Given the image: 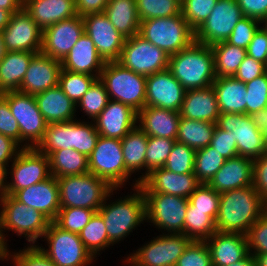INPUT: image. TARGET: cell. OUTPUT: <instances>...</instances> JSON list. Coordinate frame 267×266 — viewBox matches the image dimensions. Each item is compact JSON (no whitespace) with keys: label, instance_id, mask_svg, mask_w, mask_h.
<instances>
[{"label":"cell","instance_id":"25","mask_svg":"<svg viewBox=\"0 0 267 266\" xmlns=\"http://www.w3.org/2000/svg\"><path fill=\"white\" fill-rule=\"evenodd\" d=\"M205 242L209 248L213 266H228L239 262L249 254L245 234L216 231Z\"/></svg>","mask_w":267,"mask_h":266},{"label":"cell","instance_id":"7","mask_svg":"<svg viewBox=\"0 0 267 266\" xmlns=\"http://www.w3.org/2000/svg\"><path fill=\"white\" fill-rule=\"evenodd\" d=\"M0 230L4 242L5 234L4 230H10L18 234L23 235L26 240L36 245L35 242L38 238H42L45 231L48 229L50 220L36 209L28 207L16 200L12 195L6 194L0 200Z\"/></svg>","mask_w":267,"mask_h":266},{"label":"cell","instance_id":"62","mask_svg":"<svg viewBox=\"0 0 267 266\" xmlns=\"http://www.w3.org/2000/svg\"><path fill=\"white\" fill-rule=\"evenodd\" d=\"M244 17L267 22V0H237Z\"/></svg>","mask_w":267,"mask_h":266},{"label":"cell","instance_id":"13","mask_svg":"<svg viewBox=\"0 0 267 266\" xmlns=\"http://www.w3.org/2000/svg\"><path fill=\"white\" fill-rule=\"evenodd\" d=\"M124 68L149 76L168 69L169 56L139 34L126 38L119 60Z\"/></svg>","mask_w":267,"mask_h":266},{"label":"cell","instance_id":"65","mask_svg":"<svg viewBox=\"0 0 267 266\" xmlns=\"http://www.w3.org/2000/svg\"><path fill=\"white\" fill-rule=\"evenodd\" d=\"M255 126L267 135V108L249 115Z\"/></svg>","mask_w":267,"mask_h":266},{"label":"cell","instance_id":"56","mask_svg":"<svg viewBox=\"0 0 267 266\" xmlns=\"http://www.w3.org/2000/svg\"><path fill=\"white\" fill-rule=\"evenodd\" d=\"M11 260L14 266H56L51 262L48 257L42 252L37 245H31L19 252L8 253V258Z\"/></svg>","mask_w":267,"mask_h":266},{"label":"cell","instance_id":"24","mask_svg":"<svg viewBox=\"0 0 267 266\" xmlns=\"http://www.w3.org/2000/svg\"><path fill=\"white\" fill-rule=\"evenodd\" d=\"M13 197L28 207L36 209L53 222L61 208L57 178L46 180L17 191Z\"/></svg>","mask_w":267,"mask_h":266},{"label":"cell","instance_id":"43","mask_svg":"<svg viewBox=\"0 0 267 266\" xmlns=\"http://www.w3.org/2000/svg\"><path fill=\"white\" fill-rule=\"evenodd\" d=\"M226 159L210 145L196 150L194 175L201 184H208Z\"/></svg>","mask_w":267,"mask_h":266},{"label":"cell","instance_id":"30","mask_svg":"<svg viewBox=\"0 0 267 266\" xmlns=\"http://www.w3.org/2000/svg\"><path fill=\"white\" fill-rule=\"evenodd\" d=\"M23 9L42 30L77 15L75 0H25Z\"/></svg>","mask_w":267,"mask_h":266},{"label":"cell","instance_id":"4","mask_svg":"<svg viewBox=\"0 0 267 266\" xmlns=\"http://www.w3.org/2000/svg\"><path fill=\"white\" fill-rule=\"evenodd\" d=\"M57 182L61 208L76 207L98 211L103 202L117 190L106 180L89 172L60 177L57 178Z\"/></svg>","mask_w":267,"mask_h":266},{"label":"cell","instance_id":"58","mask_svg":"<svg viewBox=\"0 0 267 266\" xmlns=\"http://www.w3.org/2000/svg\"><path fill=\"white\" fill-rule=\"evenodd\" d=\"M0 134L8 136L20 145V129L11 114L8 101L0 94Z\"/></svg>","mask_w":267,"mask_h":266},{"label":"cell","instance_id":"22","mask_svg":"<svg viewBox=\"0 0 267 266\" xmlns=\"http://www.w3.org/2000/svg\"><path fill=\"white\" fill-rule=\"evenodd\" d=\"M137 120L138 113L130 106L109 100L94 124L100 136L121 140L137 126Z\"/></svg>","mask_w":267,"mask_h":266},{"label":"cell","instance_id":"5","mask_svg":"<svg viewBox=\"0 0 267 266\" xmlns=\"http://www.w3.org/2000/svg\"><path fill=\"white\" fill-rule=\"evenodd\" d=\"M99 80L104 84L110 100L124 103L137 113L146 106V76L114 61L105 62Z\"/></svg>","mask_w":267,"mask_h":266},{"label":"cell","instance_id":"23","mask_svg":"<svg viewBox=\"0 0 267 266\" xmlns=\"http://www.w3.org/2000/svg\"><path fill=\"white\" fill-rule=\"evenodd\" d=\"M61 61L37 53L30 61L19 92L35 95L58 86Z\"/></svg>","mask_w":267,"mask_h":266},{"label":"cell","instance_id":"66","mask_svg":"<svg viewBox=\"0 0 267 266\" xmlns=\"http://www.w3.org/2000/svg\"><path fill=\"white\" fill-rule=\"evenodd\" d=\"M23 8L22 0H0V9H5L11 14L20 11Z\"/></svg>","mask_w":267,"mask_h":266},{"label":"cell","instance_id":"29","mask_svg":"<svg viewBox=\"0 0 267 266\" xmlns=\"http://www.w3.org/2000/svg\"><path fill=\"white\" fill-rule=\"evenodd\" d=\"M180 118V112L145 106L138 112L137 126L147 136L176 140Z\"/></svg>","mask_w":267,"mask_h":266},{"label":"cell","instance_id":"1","mask_svg":"<svg viewBox=\"0 0 267 266\" xmlns=\"http://www.w3.org/2000/svg\"><path fill=\"white\" fill-rule=\"evenodd\" d=\"M265 211H267V204L253 186L220 193L216 229L219 232L246 235Z\"/></svg>","mask_w":267,"mask_h":266},{"label":"cell","instance_id":"21","mask_svg":"<svg viewBox=\"0 0 267 266\" xmlns=\"http://www.w3.org/2000/svg\"><path fill=\"white\" fill-rule=\"evenodd\" d=\"M200 185L194 173L176 174L161 167L149 173L138 186L143 193H165L188 199Z\"/></svg>","mask_w":267,"mask_h":266},{"label":"cell","instance_id":"70","mask_svg":"<svg viewBox=\"0 0 267 266\" xmlns=\"http://www.w3.org/2000/svg\"><path fill=\"white\" fill-rule=\"evenodd\" d=\"M8 253H9V250L7 248V243L4 242L3 240V237L1 235V230H0V260H9L8 259Z\"/></svg>","mask_w":267,"mask_h":266},{"label":"cell","instance_id":"71","mask_svg":"<svg viewBox=\"0 0 267 266\" xmlns=\"http://www.w3.org/2000/svg\"><path fill=\"white\" fill-rule=\"evenodd\" d=\"M257 266H267V253L257 254L255 256Z\"/></svg>","mask_w":267,"mask_h":266},{"label":"cell","instance_id":"51","mask_svg":"<svg viewBox=\"0 0 267 266\" xmlns=\"http://www.w3.org/2000/svg\"><path fill=\"white\" fill-rule=\"evenodd\" d=\"M99 133L95 128V124H87L79 122L78 120L73 121V149L86 155L87 157L91 154L95 148L99 139Z\"/></svg>","mask_w":267,"mask_h":266},{"label":"cell","instance_id":"17","mask_svg":"<svg viewBox=\"0 0 267 266\" xmlns=\"http://www.w3.org/2000/svg\"><path fill=\"white\" fill-rule=\"evenodd\" d=\"M82 19L84 32L92 39L104 62L118 61L126 37L115 29L104 12L87 14Z\"/></svg>","mask_w":267,"mask_h":266},{"label":"cell","instance_id":"59","mask_svg":"<svg viewBox=\"0 0 267 266\" xmlns=\"http://www.w3.org/2000/svg\"><path fill=\"white\" fill-rule=\"evenodd\" d=\"M246 51L248 56L267 66V22L255 32Z\"/></svg>","mask_w":267,"mask_h":266},{"label":"cell","instance_id":"8","mask_svg":"<svg viewBox=\"0 0 267 266\" xmlns=\"http://www.w3.org/2000/svg\"><path fill=\"white\" fill-rule=\"evenodd\" d=\"M89 173L106 180L113 188H122L131 174L126 170L121 140L99 136L88 156Z\"/></svg>","mask_w":267,"mask_h":266},{"label":"cell","instance_id":"3","mask_svg":"<svg viewBox=\"0 0 267 266\" xmlns=\"http://www.w3.org/2000/svg\"><path fill=\"white\" fill-rule=\"evenodd\" d=\"M136 190V191H135ZM133 195L120 198L115 202L103 205L97 211L103 218L109 242H119L133 232L140 223L146 221L145 198L139 186L134 187Z\"/></svg>","mask_w":267,"mask_h":266},{"label":"cell","instance_id":"64","mask_svg":"<svg viewBox=\"0 0 267 266\" xmlns=\"http://www.w3.org/2000/svg\"><path fill=\"white\" fill-rule=\"evenodd\" d=\"M109 0H75L76 13L85 16L91 13L104 12Z\"/></svg>","mask_w":267,"mask_h":266},{"label":"cell","instance_id":"55","mask_svg":"<svg viewBox=\"0 0 267 266\" xmlns=\"http://www.w3.org/2000/svg\"><path fill=\"white\" fill-rule=\"evenodd\" d=\"M260 24L262 23L256 19L243 17L236 24L230 37L226 41L231 45L246 49L253 39L255 32L261 26Z\"/></svg>","mask_w":267,"mask_h":266},{"label":"cell","instance_id":"41","mask_svg":"<svg viewBox=\"0 0 267 266\" xmlns=\"http://www.w3.org/2000/svg\"><path fill=\"white\" fill-rule=\"evenodd\" d=\"M175 141L169 138L148 136L147 150L145 153L146 171L136 180L133 187L138 186L154 169L161 168L165 165Z\"/></svg>","mask_w":267,"mask_h":266},{"label":"cell","instance_id":"14","mask_svg":"<svg viewBox=\"0 0 267 266\" xmlns=\"http://www.w3.org/2000/svg\"><path fill=\"white\" fill-rule=\"evenodd\" d=\"M216 125L233 132L239 156L255 160L266 153L267 135L255 126L249 115L222 113Z\"/></svg>","mask_w":267,"mask_h":266},{"label":"cell","instance_id":"54","mask_svg":"<svg viewBox=\"0 0 267 266\" xmlns=\"http://www.w3.org/2000/svg\"><path fill=\"white\" fill-rule=\"evenodd\" d=\"M246 236L251 255L255 257L257 254L267 253V211L250 227Z\"/></svg>","mask_w":267,"mask_h":266},{"label":"cell","instance_id":"19","mask_svg":"<svg viewBox=\"0 0 267 266\" xmlns=\"http://www.w3.org/2000/svg\"><path fill=\"white\" fill-rule=\"evenodd\" d=\"M83 34L82 16L64 19L43 30L41 53L62 61Z\"/></svg>","mask_w":267,"mask_h":266},{"label":"cell","instance_id":"26","mask_svg":"<svg viewBox=\"0 0 267 266\" xmlns=\"http://www.w3.org/2000/svg\"><path fill=\"white\" fill-rule=\"evenodd\" d=\"M253 160L235 156L226 159L223 166L215 173L208 185L217 193L252 186Z\"/></svg>","mask_w":267,"mask_h":266},{"label":"cell","instance_id":"57","mask_svg":"<svg viewBox=\"0 0 267 266\" xmlns=\"http://www.w3.org/2000/svg\"><path fill=\"white\" fill-rule=\"evenodd\" d=\"M232 135V131H225L216 125L210 142V146L218 151L225 159L238 156L236 140Z\"/></svg>","mask_w":267,"mask_h":266},{"label":"cell","instance_id":"38","mask_svg":"<svg viewBox=\"0 0 267 266\" xmlns=\"http://www.w3.org/2000/svg\"><path fill=\"white\" fill-rule=\"evenodd\" d=\"M211 48L214 53L216 78L234 76L247 56L246 49L231 45L227 41L212 44Z\"/></svg>","mask_w":267,"mask_h":266},{"label":"cell","instance_id":"61","mask_svg":"<svg viewBox=\"0 0 267 266\" xmlns=\"http://www.w3.org/2000/svg\"><path fill=\"white\" fill-rule=\"evenodd\" d=\"M267 71V66L250 56H246L240 64L234 77L243 83H247L263 75Z\"/></svg>","mask_w":267,"mask_h":266},{"label":"cell","instance_id":"16","mask_svg":"<svg viewBox=\"0 0 267 266\" xmlns=\"http://www.w3.org/2000/svg\"><path fill=\"white\" fill-rule=\"evenodd\" d=\"M12 182L7 183V194L14 195L17 191L51 176L49 157L35 148H23L11 164Z\"/></svg>","mask_w":267,"mask_h":266},{"label":"cell","instance_id":"72","mask_svg":"<svg viewBox=\"0 0 267 266\" xmlns=\"http://www.w3.org/2000/svg\"><path fill=\"white\" fill-rule=\"evenodd\" d=\"M6 53H7V50L4 45L2 32L0 31V61L3 59Z\"/></svg>","mask_w":267,"mask_h":266},{"label":"cell","instance_id":"12","mask_svg":"<svg viewBox=\"0 0 267 266\" xmlns=\"http://www.w3.org/2000/svg\"><path fill=\"white\" fill-rule=\"evenodd\" d=\"M145 198L146 220L168 234L183 233L187 198L165 193H143Z\"/></svg>","mask_w":267,"mask_h":266},{"label":"cell","instance_id":"37","mask_svg":"<svg viewBox=\"0 0 267 266\" xmlns=\"http://www.w3.org/2000/svg\"><path fill=\"white\" fill-rule=\"evenodd\" d=\"M147 143L148 136L138 126L121 139L125 168L131 175L144 170Z\"/></svg>","mask_w":267,"mask_h":266},{"label":"cell","instance_id":"35","mask_svg":"<svg viewBox=\"0 0 267 266\" xmlns=\"http://www.w3.org/2000/svg\"><path fill=\"white\" fill-rule=\"evenodd\" d=\"M50 174L56 178L89 172L88 157L74 149H60L49 156Z\"/></svg>","mask_w":267,"mask_h":266},{"label":"cell","instance_id":"34","mask_svg":"<svg viewBox=\"0 0 267 266\" xmlns=\"http://www.w3.org/2000/svg\"><path fill=\"white\" fill-rule=\"evenodd\" d=\"M104 13L115 29L126 38L139 34L141 21L136 0H109Z\"/></svg>","mask_w":267,"mask_h":266},{"label":"cell","instance_id":"69","mask_svg":"<svg viewBox=\"0 0 267 266\" xmlns=\"http://www.w3.org/2000/svg\"><path fill=\"white\" fill-rule=\"evenodd\" d=\"M10 17L11 13L9 11L0 9V31H2L7 26Z\"/></svg>","mask_w":267,"mask_h":266},{"label":"cell","instance_id":"60","mask_svg":"<svg viewBox=\"0 0 267 266\" xmlns=\"http://www.w3.org/2000/svg\"><path fill=\"white\" fill-rule=\"evenodd\" d=\"M252 186L267 204V153L253 160Z\"/></svg>","mask_w":267,"mask_h":266},{"label":"cell","instance_id":"46","mask_svg":"<svg viewBox=\"0 0 267 266\" xmlns=\"http://www.w3.org/2000/svg\"><path fill=\"white\" fill-rule=\"evenodd\" d=\"M109 100L110 99L104 84L97 79L79 100L76 107L80 106L86 115L94 121L101 111L107 106Z\"/></svg>","mask_w":267,"mask_h":266},{"label":"cell","instance_id":"44","mask_svg":"<svg viewBox=\"0 0 267 266\" xmlns=\"http://www.w3.org/2000/svg\"><path fill=\"white\" fill-rule=\"evenodd\" d=\"M98 78L61 69L58 86L76 105Z\"/></svg>","mask_w":267,"mask_h":266},{"label":"cell","instance_id":"49","mask_svg":"<svg viewBox=\"0 0 267 266\" xmlns=\"http://www.w3.org/2000/svg\"><path fill=\"white\" fill-rule=\"evenodd\" d=\"M218 0H181V14L196 31L209 17Z\"/></svg>","mask_w":267,"mask_h":266},{"label":"cell","instance_id":"32","mask_svg":"<svg viewBox=\"0 0 267 266\" xmlns=\"http://www.w3.org/2000/svg\"><path fill=\"white\" fill-rule=\"evenodd\" d=\"M212 86L216 91L220 114H246L247 89L245 83L231 76L216 78Z\"/></svg>","mask_w":267,"mask_h":266},{"label":"cell","instance_id":"28","mask_svg":"<svg viewBox=\"0 0 267 266\" xmlns=\"http://www.w3.org/2000/svg\"><path fill=\"white\" fill-rule=\"evenodd\" d=\"M180 116L192 120L217 123L220 111L213 86L187 90L184 95Z\"/></svg>","mask_w":267,"mask_h":266},{"label":"cell","instance_id":"68","mask_svg":"<svg viewBox=\"0 0 267 266\" xmlns=\"http://www.w3.org/2000/svg\"><path fill=\"white\" fill-rule=\"evenodd\" d=\"M228 266H257V263L255 257L249 253L244 259Z\"/></svg>","mask_w":267,"mask_h":266},{"label":"cell","instance_id":"53","mask_svg":"<svg viewBox=\"0 0 267 266\" xmlns=\"http://www.w3.org/2000/svg\"><path fill=\"white\" fill-rule=\"evenodd\" d=\"M175 266H213L205 241H191Z\"/></svg>","mask_w":267,"mask_h":266},{"label":"cell","instance_id":"31","mask_svg":"<svg viewBox=\"0 0 267 266\" xmlns=\"http://www.w3.org/2000/svg\"><path fill=\"white\" fill-rule=\"evenodd\" d=\"M34 97L47 124L75 120L76 104L59 86L35 94Z\"/></svg>","mask_w":267,"mask_h":266},{"label":"cell","instance_id":"48","mask_svg":"<svg viewBox=\"0 0 267 266\" xmlns=\"http://www.w3.org/2000/svg\"><path fill=\"white\" fill-rule=\"evenodd\" d=\"M196 150L175 141L163 168L176 174L194 173Z\"/></svg>","mask_w":267,"mask_h":266},{"label":"cell","instance_id":"47","mask_svg":"<svg viewBox=\"0 0 267 266\" xmlns=\"http://www.w3.org/2000/svg\"><path fill=\"white\" fill-rule=\"evenodd\" d=\"M95 212L88 208H60L53 222L63 230L79 234Z\"/></svg>","mask_w":267,"mask_h":266},{"label":"cell","instance_id":"36","mask_svg":"<svg viewBox=\"0 0 267 266\" xmlns=\"http://www.w3.org/2000/svg\"><path fill=\"white\" fill-rule=\"evenodd\" d=\"M216 123L180 118L176 141L194 150L210 145Z\"/></svg>","mask_w":267,"mask_h":266},{"label":"cell","instance_id":"11","mask_svg":"<svg viewBox=\"0 0 267 266\" xmlns=\"http://www.w3.org/2000/svg\"><path fill=\"white\" fill-rule=\"evenodd\" d=\"M191 240L183 233L162 234L126 258L130 266H175Z\"/></svg>","mask_w":267,"mask_h":266},{"label":"cell","instance_id":"40","mask_svg":"<svg viewBox=\"0 0 267 266\" xmlns=\"http://www.w3.org/2000/svg\"><path fill=\"white\" fill-rule=\"evenodd\" d=\"M216 231L215 221L208 215V211L193 210V207L188 204L184 235L191 241H206Z\"/></svg>","mask_w":267,"mask_h":266},{"label":"cell","instance_id":"18","mask_svg":"<svg viewBox=\"0 0 267 266\" xmlns=\"http://www.w3.org/2000/svg\"><path fill=\"white\" fill-rule=\"evenodd\" d=\"M1 32L7 52H41L43 30L23 8L11 14L9 23Z\"/></svg>","mask_w":267,"mask_h":266},{"label":"cell","instance_id":"27","mask_svg":"<svg viewBox=\"0 0 267 266\" xmlns=\"http://www.w3.org/2000/svg\"><path fill=\"white\" fill-rule=\"evenodd\" d=\"M104 64L92 39L85 32L61 61L64 70L93 75L98 79Z\"/></svg>","mask_w":267,"mask_h":266},{"label":"cell","instance_id":"52","mask_svg":"<svg viewBox=\"0 0 267 266\" xmlns=\"http://www.w3.org/2000/svg\"><path fill=\"white\" fill-rule=\"evenodd\" d=\"M247 89L246 114L251 115L267 108V71L245 83Z\"/></svg>","mask_w":267,"mask_h":266},{"label":"cell","instance_id":"6","mask_svg":"<svg viewBox=\"0 0 267 266\" xmlns=\"http://www.w3.org/2000/svg\"><path fill=\"white\" fill-rule=\"evenodd\" d=\"M139 35L168 56L180 52L195 41V31L182 14L141 21Z\"/></svg>","mask_w":267,"mask_h":266},{"label":"cell","instance_id":"20","mask_svg":"<svg viewBox=\"0 0 267 266\" xmlns=\"http://www.w3.org/2000/svg\"><path fill=\"white\" fill-rule=\"evenodd\" d=\"M185 92L169 69L146 76V106L180 112Z\"/></svg>","mask_w":267,"mask_h":266},{"label":"cell","instance_id":"63","mask_svg":"<svg viewBox=\"0 0 267 266\" xmlns=\"http://www.w3.org/2000/svg\"><path fill=\"white\" fill-rule=\"evenodd\" d=\"M23 148L12 138L0 134V164L8 166Z\"/></svg>","mask_w":267,"mask_h":266},{"label":"cell","instance_id":"15","mask_svg":"<svg viewBox=\"0 0 267 266\" xmlns=\"http://www.w3.org/2000/svg\"><path fill=\"white\" fill-rule=\"evenodd\" d=\"M243 17L237 0H218L209 17L195 31V42L211 46L226 41Z\"/></svg>","mask_w":267,"mask_h":266},{"label":"cell","instance_id":"45","mask_svg":"<svg viewBox=\"0 0 267 266\" xmlns=\"http://www.w3.org/2000/svg\"><path fill=\"white\" fill-rule=\"evenodd\" d=\"M140 21L181 14V0H136Z\"/></svg>","mask_w":267,"mask_h":266},{"label":"cell","instance_id":"39","mask_svg":"<svg viewBox=\"0 0 267 266\" xmlns=\"http://www.w3.org/2000/svg\"><path fill=\"white\" fill-rule=\"evenodd\" d=\"M73 149V121L47 124L42 140L35 149L49 156L60 149Z\"/></svg>","mask_w":267,"mask_h":266},{"label":"cell","instance_id":"10","mask_svg":"<svg viewBox=\"0 0 267 266\" xmlns=\"http://www.w3.org/2000/svg\"><path fill=\"white\" fill-rule=\"evenodd\" d=\"M42 238L48 241L49 249L39 248L56 266H88L94 259L79 234L63 230L54 222H50Z\"/></svg>","mask_w":267,"mask_h":266},{"label":"cell","instance_id":"67","mask_svg":"<svg viewBox=\"0 0 267 266\" xmlns=\"http://www.w3.org/2000/svg\"><path fill=\"white\" fill-rule=\"evenodd\" d=\"M8 168L6 165L0 164V200L7 194V174Z\"/></svg>","mask_w":267,"mask_h":266},{"label":"cell","instance_id":"33","mask_svg":"<svg viewBox=\"0 0 267 266\" xmlns=\"http://www.w3.org/2000/svg\"><path fill=\"white\" fill-rule=\"evenodd\" d=\"M36 54L26 51L5 54L0 61V94L19 90L30 61Z\"/></svg>","mask_w":267,"mask_h":266},{"label":"cell","instance_id":"42","mask_svg":"<svg viewBox=\"0 0 267 266\" xmlns=\"http://www.w3.org/2000/svg\"><path fill=\"white\" fill-rule=\"evenodd\" d=\"M79 237L94 258L101 250H105L111 245L104 220L98 212H95L90 221L83 227Z\"/></svg>","mask_w":267,"mask_h":266},{"label":"cell","instance_id":"50","mask_svg":"<svg viewBox=\"0 0 267 266\" xmlns=\"http://www.w3.org/2000/svg\"><path fill=\"white\" fill-rule=\"evenodd\" d=\"M193 210L208 211V215L216 221L219 212L220 193L208 184H201L189 197Z\"/></svg>","mask_w":267,"mask_h":266},{"label":"cell","instance_id":"2","mask_svg":"<svg viewBox=\"0 0 267 266\" xmlns=\"http://www.w3.org/2000/svg\"><path fill=\"white\" fill-rule=\"evenodd\" d=\"M168 69L186 91L209 87L216 79L211 46L195 41L169 56Z\"/></svg>","mask_w":267,"mask_h":266},{"label":"cell","instance_id":"9","mask_svg":"<svg viewBox=\"0 0 267 266\" xmlns=\"http://www.w3.org/2000/svg\"><path fill=\"white\" fill-rule=\"evenodd\" d=\"M1 95L8 101L11 114L19 125L20 145L25 141L22 148H35L43 138L47 122L38 109L34 95L19 91H8Z\"/></svg>","mask_w":267,"mask_h":266}]
</instances>
